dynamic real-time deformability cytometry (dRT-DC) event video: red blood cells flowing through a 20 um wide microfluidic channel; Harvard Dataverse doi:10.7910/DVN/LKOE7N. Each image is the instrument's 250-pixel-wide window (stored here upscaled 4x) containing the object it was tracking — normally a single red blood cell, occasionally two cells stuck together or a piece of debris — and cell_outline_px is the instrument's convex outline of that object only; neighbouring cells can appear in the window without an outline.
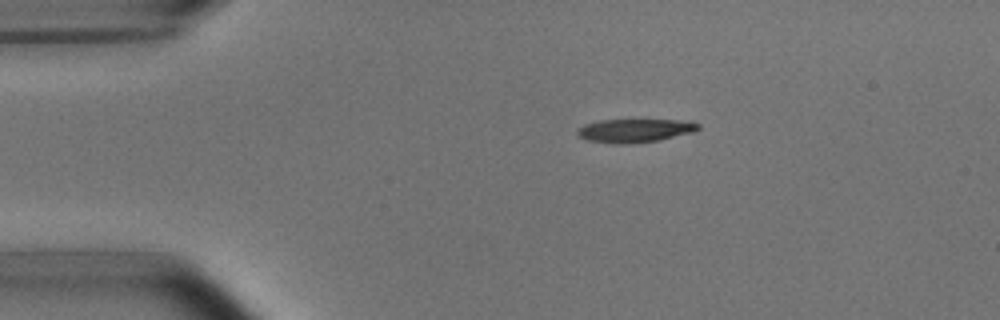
{"species": "common noctule bat (a hibernating species)", "species_latin": "Nyctalus noctula", "temperature_condition": "room temperature", "stored_images_in_passage": 3, "camera_frame_rate_fps": 3000, "um_per_image_px": 0.085, "animal": {"sex": "male", "body_mass_g": 15.6}, "frame": {"image": 1, "passage_image": 1, "time_ms": 0.0, "image_size_px": [1000, 320], "cell_outline_px": [[700, 128], [692, 132], [660, 140], [628, 144], [616, 144], [588, 140], [580, 136], [576, 132], [584, 124], [600, 120], [680, 120], [700, 124]], "centroid_in_image_um": [53.96, 11.1], "position_along_channel_um": 31.0, "area_um2": 16.36}}
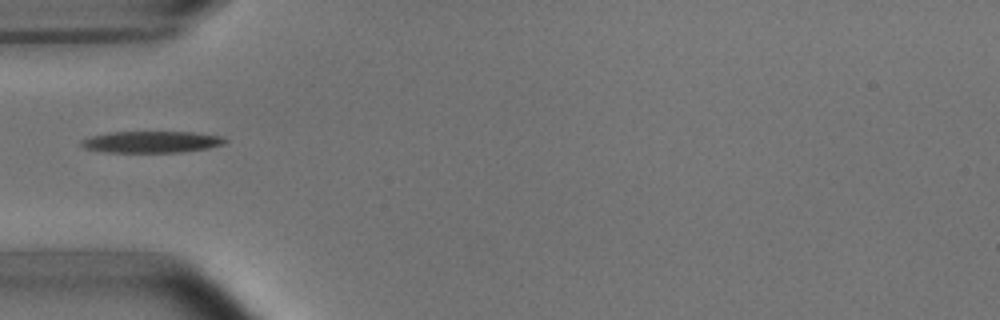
{"frame": {"image": 2, "passage_image": 3, "time_ms": 2.333, "image_size_px": [1000, 320], "cell_outline_px": [[228, 140], [224, 144], [208, 148], [180, 152], [104, 152], [84, 148], [80, 144], [80, 140], [92, 136], [108, 132], [192, 132], [220, 136]], "centroid_in_image_um": [12.85, 12.06], "position_along_channel_um": 72.1, "area_um2": 18.03}}